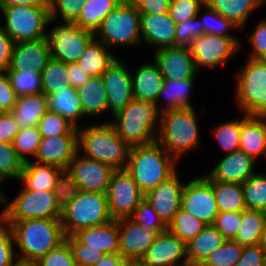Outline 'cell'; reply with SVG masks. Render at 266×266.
I'll use <instances>...</instances> for the list:
<instances>
[{
  "label": "cell",
  "instance_id": "obj_70",
  "mask_svg": "<svg viewBox=\"0 0 266 266\" xmlns=\"http://www.w3.org/2000/svg\"><path fill=\"white\" fill-rule=\"evenodd\" d=\"M1 187H2V186H0V203H1V201H2V197H3V195H4V193H3V189H1Z\"/></svg>",
  "mask_w": 266,
  "mask_h": 266
},
{
  "label": "cell",
  "instance_id": "obj_45",
  "mask_svg": "<svg viewBox=\"0 0 266 266\" xmlns=\"http://www.w3.org/2000/svg\"><path fill=\"white\" fill-rule=\"evenodd\" d=\"M37 127L42 138L55 137L60 134H78V128L68 119L51 111L46 112L39 120Z\"/></svg>",
  "mask_w": 266,
  "mask_h": 266
},
{
  "label": "cell",
  "instance_id": "obj_40",
  "mask_svg": "<svg viewBox=\"0 0 266 266\" xmlns=\"http://www.w3.org/2000/svg\"><path fill=\"white\" fill-rule=\"evenodd\" d=\"M241 185L246 209L266 212V174L256 171Z\"/></svg>",
  "mask_w": 266,
  "mask_h": 266
},
{
  "label": "cell",
  "instance_id": "obj_32",
  "mask_svg": "<svg viewBox=\"0 0 266 266\" xmlns=\"http://www.w3.org/2000/svg\"><path fill=\"white\" fill-rule=\"evenodd\" d=\"M84 116H99L108 111V101L102 77H91L76 89Z\"/></svg>",
  "mask_w": 266,
  "mask_h": 266
},
{
  "label": "cell",
  "instance_id": "obj_28",
  "mask_svg": "<svg viewBox=\"0 0 266 266\" xmlns=\"http://www.w3.org/2000/svg\"><path fill=\"white\" fill-rule=\"evenodd\" d=\"M64 170L55 165L36 163L33 160L24 162L21 176L23 186L31 191L54 190L57 178Z\"/></svg>",
  "mask_w": 266,
  "mask_h": 266
},
{
  "label": "cell",
  "instance_id": "obj_51",
  "mask_svg": "<svg viewBox=\"0 0 266 266\" xmlns=\"http://www.w3.org/2000/svg\"><path fill=\"white\" fill-rule=\"evenodd\" d=\"M34 266H78L72 254L70 245L65 239L57 247L50 250L46 255L40 257Z\"/></svg>",
  "mask_w": 266,
  "mask_h": 266
},
{
  "label": "cell",
  "instance_id": "obj_41",
  "mask_svg": "<svg viewBox=\"0 0 266 266\" xmlns=\"http://www.w3.org/2000/svg\"><path fill=\"white\" fill-rule=\"evenodd\" d=\"M205 226V223L180 208L167 225V229L186 244L196 237Z\"/></svg>",
  "mask_w": 266,
  "mask_h": 266
},
{
  "label": "cell",
  "instance_id": "obj_59",
  "mask_svg": "<svg viewBox=\"0 0 266 266\" xmlns=\"http://www.w3.org/2000/svg\"><path fill=\"white\" fill-rule=\"evenodd\" d=\"M234 266H266V251L261 244L245 246Z\"/></svg>",
  "mask_w": 266,
  "mask_h": 266
},
{
  "label": "cell",
  "instance_id": "obj_19",
  "mask_svg": "<svg viewBox=\"0 0 266 266\" xmlns=\"http://www.w3.org/2000/svg\"><path fill=\"white\" fill-rule=\"evenodd\" d=\"M177 173L176 171L144 197L166 225L173 220L174 215L181 208L184 183L181 182Z\"/></svg>",
  "mask_w": 266,
  "mask_h": 266
},
{
  "label": "cell",
  "instance_id": "obj_53",
  "mask_svg": "<svg viewBox=\"0 0 266 266\" xmlns=\"http://www.w3.org/2000/svg\"><path fill=\"white\" fill-rule=\"evenodd\" d=\"M13 232L9 224L0 217V266H16Z\"/></svg>",
  "mask_w": 266,
  "mask_h": 266
},
{
  "label": "cell",
  "instance_id": "obj_65",
  "mask_svg": "<svg viewBox=\"0 0 266 266\" xmlns=\"http://www.w3.org/2000/svg\"><path fill=\"white\" fill-rule=\"evenodd\" d=\"M126 261L119 253H110L104 254L93 266H125Z\"/></svg>",
  "mask_w": 266,
  "mask_h": 266
},
{
  "label": "cell",
  "instance_id": "obj_22",
  "mask_svg": "<svg viewBox=\"0 0 266 266\" xmlns=\"http://www.w3.org/2000/svg\"><path fill=\"white\" fill-rule=\"evenodd\" d=\"M50 58V44L47 38L14 43L7 71L31 69L41 73Z\"/></svg>",
  "mask_w": 266,
  "mask_h": 266
},
{
  "label": "cell",
  "instance_id": "obj_25",
  "mask_svg": "<svg viewBox=\"0 0 266 266\" xmlns=\"http://www.w3.org/2000/svg\"><path fill=\"white\" fill-rule=\"evenodd\" d=\"M239 150L254 160L266 157V116L244 115L241 119Z\"/></svg>",
  "mask_w": 266,
  "mask_h": 266
},
{
  "label": "cell",
  "instance_id": "obj_8",
  "mask_svg": "<svg viewBox=\"0 0 266 266\" xmlns=\"http://www.w3.org/2000/svg\"><path fill=\"white\" fill-rule=\"evenodd\" d=\"M2 12L5 24H0V27L14 43L47 38L45 26L52 24L48 0L40 5L4 8Z\"/></svg>",
  "mask_w": 266,
  "mask_h": 266
},
{
  "label": "cell",
  "instance_id": "obj_35",
  "mask_svg": "<svg viewBox=\"0 0 266 266\" xmlns=\"http://www.w3.org/2000/svg\"><path fill=\"white\" fill-rule=\"evenodd\" d=\"M266 212L245 209L241 212V223L234 241L243 247L261 244Z\"/></svg>",
  "mask_w": 266,
  "mask_h": 266
},
{
  "label": "cell",
  "instance_id": "obj_63",
  "mask_svg": "<svg viewBox=\"0 0 266 266\" xmlns=\"http://www.w3.org/2000/svg\"><path fill=\"white\" fill-rule=\"evenodd\" d=\"M14 42L0 27V72L9 68Z\"/></svg>",
  "mask_w": 266,
  "mask_h": 266
},
{
  "label": "cell",
  "instance_id": "obj_44",
  "mask_svg": "<svg viewBox=\"0 0 266 266\" xmlns=\"http://www.w3.org/2000/svg\"><path fill=\"white\" fill-rule=\"evenodd\" d=\"M241 119H234L218 124L212 130L215 140L226 154L239 150Z\"/></svg>",
  "mask_w": 266,
  "mask_h": 266
},
{
  "label": "cell",
  "instance_id": "obj_29",
  "mask_svg": "<svg viewBox=\"0 0 266 266\" xmlns=\"http://www.w3.org/2000/svg\"><path fill=\"white\" fill-rule=\"evenodd\" d=\"M48 111L47 97L42 93L18 96L11 113L18 128L37 126Z\"/></svg>",
  "mask_w": 266,
  "mask_h": 266
},
{
  "label": "cell",
  "instance_id": "obj_23",
  "mask_svg": "<svg viewBox=\"0 0 266 266\" xmlns=\"http://www.w3.org/2000/svg\"><path fill=\"white\" fill-rule=\"evenodd\" d=\"M255 163L256 161L252 157L238 150L224 155L206 175L212 181L242 184L256 173L254 172Z\"/></svg>",
  "mask_w": 266,
  "mask_h": 266
},
{
  "label": "cell",
  "instance_id": "obj_18",
  "mask_svg": "<svg viewBox=\"0 0 266 266\" xmlns=\"http://www.w3.org/2000/svg\"><path fill=\"white\" fill-rule=\"evenodd\" d=\"M119 254L126 260H141L153 244L158 232L143 228L130 218L118 219Z\"/></svg>",
  "mask_w": 266,
  "mask_h": 266
},
{
  "label": "cell",
  "instance_id": "obj_4",
  "mask_svg": "<svg viewBox=\"0 0 266 266\" xmlns=\"http://www.w3.org/2000/svg\"><path fill=\"white\" fill-rule=\"evenodd\" d=\"M113 118L109 122L129 147L147 145L156 141L160 112L154 103L133 99Z\"/></svg>",
  "mask_w": 266,
  "mask_h": 266
},
{
  "label": "cell",
  "instance_id": "obj_67",
  "mask_svg": "<svg viewBox=\"0 0 266 266\" xmlns=\"http://www.w3.org/2000/svg\"><path fill=\"white\" fill-rule=\"evenodd\" d=\"M125 266H147L141 260H127Z\"/></svg>",
  "mask_w": 266,
  "mask_h": 266
},
{
  "label": "cell",
  "instance_id": "obj_11",
  "mask_svg": "<svg viewBox=\"0 0 266 266\" xmlns=\"http://www.w3.org/2000/svg\"><path fill=\"white\" fill-rule=\"evenodd\" d=\"M94 38V33L84 30L74 23L55 25L47 35L51 58L64 64L77 63Z\"/></svg>",
  "mask_w": 266,
  "mask_h": 266
},
{
  "label": "cell",
  "instance_id": "obj_54",
  "mask_svg": "<svg viewBox=\"0 0 266 266\" xmlns=\"http://www.w3.org/2000/svg\"><path fill=\"white\" fill-rule=\"evenodd\" d=\"M204 0H170L168 13L176 24L198 16Z\"/></svg>",
  "mask_w": 266,
  "mask_h": 266
},
{
  "label": "cell",
  "instance_id": "obj_3",
  "mask_svg": "<svg viewBox=\"0 0 266 266\" xmlns=\"http://www.w3.org/2000/svg\"><path fill=\"white\" fill-rule=\"evenodd\" d=\"M129 149L109 121L78 127V151L114 170L126 168Z\"/></svg>",
  "mask_w": 266,
  "mask_h": 266
},
{
  "label": "cell",
  "instance_id": "obj_69",
  "mask_svg": "<svg viewBox=\"0 0 266 266\" xmlns=\"http://www.w3.org/2000/svg\"><path fill=\"white\" fill-rule=\"evenodd\" d=\"M178 266H201V264H195V263L186 262V263L178 265Z\"/></svg>",
  "mask_w": 266,
  "mask_h": 266
},
{
  "label": "cell",
  "instance_id": "obj_50",
  "mask_svg": "<svg viewBox=\"0 0 266 266\" xmlns=\"http://www.w3.org/2000/svg\"><path fill=\"white\" fill-rule=\"evenodd\" d=\"M143 228H149L158 233L167 230V225L153 210L152 205L144 198L133 214L129 217Z\"/></svg>",
  "mask_w": 266,
  "mask_h": 266
},
{
  "label": "cell",
  "instance_id": "obj_12",
  "mask_svg": "<svg viewBox=\"0 0 266 266\" xmlns=\"http://www.w3.org/2000/svg\"><path fill=\"white\" fill-rule=\"evenodd\" d=\"M237 37L201 34L191 42L189 47L197 71L214 68L224 64L241 48Z\"/></svg>",
  "mask_w": 266,
  "mask_h": 266
},
{
  "label": "cell",
  "instance_id": "obj_37",
  "mask_svg": "<svg viewBox=\"0 0 266 266\" xmlns=\"http://www.w3.org/2000/svg\"><path fill=\"white\" fill-rule=\"evenodd\" d=\"M48 111L68 119L78 128V119L82 118L83 108L77 90L69 87L65 91L47 97Z\"/></svg>",
  "mask_w": 266,
  "mask_h": 266
},
{
  "label": "cell",
  "instance_id": "obj_39",
  "mask_svg": "<svg viewBox=\"0 0 266 266\" xmlns=\"http://www.w3.org/2000/svg\"><path fill=\"white\" fill-rule=\"evenodd\" d=\"M42 93L49 97L70 87L66 64L50 58L41 72Z\"/></svg>",
  "mask_w": 266,
  "mask_h": 266
},
{
  "label": "cell",
  "instance_id": "obj_30",
  "mask_svg": "<svg viewBox=\"0 0 266 266\" xmlns=\"http://www.w3.org/2000/svg\"><path fill=\"white\" fill-rule=\"evenodd\" d=\"M205 5L244 30L248 18L254 10L265 4V0H204Z\"/></svg>",
  "mask_w": 266,
  "mask_h": 266
},
{
  "label": "cell",
  "instance_id": "obj_64",
  "mask_svg": "<svg viewBox=\"0 0 266 266\" xmlns=\"http://www.w3.org/2000/svg\"><path fill=\"white\" fill-rule=\"evenodd\" d=\"M66 71L69 76V85L75 89L83 86L91 78L77 63L66 64Z\"/></svg>",
  "mask_w": 266,
  "mask_h": 266
},
{
  "label": "cell",
  "instance_id": "obj_16",
  "mask_svg": "<svg viewBox=\"0 0 266 266\" xmlns=\"http://www.w3.org/2000/svg\"><path fill=\"white\" fill-rule=\"evenodd\" d=\"M131 71L117 57L101 75L105 85L108 111L114 116L133 99Z\"/></svg>",
  "mask_w": 266,
  "mask_h": 266
},
{
  "label": "cell",
  "instance_id": "obj_42",
  "mask_svg": "<svg viewBox=\"0 0 266 266\" xmlns=\"http://www.w3.org/2000/svg\"><path fill=\"white\" fill-rule=\"evenodd\" d=\"M42 136L37 126L21 128L13 139L12 145L17 156L24 162L30 161L29 156L35 157ZM29 155V156H27Z\"/></svg>",
  "mask_w": 266,
  "mask_h": 266
},
{
  "label": "cell",
  "instance_id": "obj_62",
  "mask_svg": "<svg viewBox=\"0 0 266 266\" xmlns=\"http://www.w3.org/2000/svg\"><path fill=\"white\" fill-rule=\"evenodd\" d=\"M140 14L168 13L170 0H130Z\"/></svg>",
  "mask_w": 266,
  "mask_h": 266
},
{
  "label": "cell",
  "instance_id": "obj_5",
  "mask_svg": "<svg viewBox=\"0 0 266 266\" xmlns=\"http://www.w3.org/2000/svg\"><path fill=\"white\" fill-rule=\"evenodd\" d=\"M196 115L194 107L165 110L160 113L156 141L177 161L183 154L200 146Z\"/></svg>",
  "mask_w": 266,
  "mask_h": 266
},
{
  "label": "cell",
  "instance_id": "obj_26",
  "mask_svg": "<svg viewBox=\"0 0 266 266\" xmlns=\"http://www.w3.org/2000/svg\"><path fill=\"white\" fill-rule=\"evenodd\" d=\"M131 78L134 99L156 105L157 96L164 84L157 64L154 61L143 63L134 74H131Z\"/></svg>",
  "mask_w": 266,
  "mask_h": 266
},
{
  "label": "cell",
  "instance_id": "obj_14",
  "mask_svg": "<svg viewBox=\"0 0 266 266\" xmlns=\"http://www.w3.org/2000/svg\"><path fill=\"white\" fill-rule=\"evenodd\" d=\"M181 209L206 225H213L219 209L212 184L202 175L184 184Z\"/></svg>",
  "mask_w": 266,
  "mask_h": 266
},
{
  "label": "cell",
  "instance_id": "obj_6",
  "mask_svg": "<svg viewBox=\"0 0 266 266\" xmlns=\"http://www.w3.org/2000/svg\"><path fill=\"white\" fill-rule=\"evenodd\" d=\"M108 49L141 45V14L130 0H123L102 20L94 33Z\"/></svg>",
  "mask_w": 266,
  "mask_h": 266
},
{
  "label": "cell",
  "instance_id": "obj_66",
  "mask_svg": "<svg viewBox=\"0 0 266 266\" xmlns=\"http://www.w3.org/2000/svg\"><path fill=\"white\" fill-rule=\"evenodd\" d=\"M44 0H0L2 9L13 6L40 5Z\"/></svg>",
  "mask_w": 266,
  "mask_h": 266
},
{
  "label": "cell",
  "instance_id": "obj_33",
  "mask_svg": "<svg viewBox=\"0 0 266 266\" xmlns=\"http://www.w3.org/2000/svg\"><path fill=\"white\" fill-rule=\"evenodd\" d=\"M195 83V79H185L179 81L164 80L163 87L156 100L157 110L161 113L165 110L193 108L190 103V90ZM164 96L166 104L159 106L160 99ZM159 101V102H158Z\"/></svg>",
  "mask_w": 266,
  "mask_h": 266
},
{
  "label": "cell",
  "instance_id": "obj_9",
  "mask_svg": "<svg viewBox=\"0 0 266 266\" xmlns=\"http://www.w3.org/2000/svg\"><path fill=\"white\" fill-rule=\"evenodd\" d=\"M236 75L239 109L246 115L266 116V59L248 58Z\"/></svg>",
  "mask_w": 266,
  "mask_h": 266
},
{
  "label": "cell",
  "instance_id": "obj_38",
  "mask_svg": "<svg viewBox=\"0 0 266 266\" xmlns=\"http://www.w3.org/2000/svg\"><path fill=\"white\" fill-rule=\"evenodd\" d=\"M122 2L123 0H87L74 24L95 33L106 15Z\"/></svg>",
  "mask_w": 266,
  "mask_h": 266
},
{
  "label": "cell",
  "instance_id": "obj_43",
  "mask_svg": "<svg viewBox=\"0 0 266 266\" xmlns=\"http://www.w3.org/2000/svg\"><path fill=\"white\" fill-rule=\"evenodd\" d=\"M12 88L17 96L42 92L41 73L31 69L23 71H6Z\"/></svg>",
  "mask_w": 266,
  "mask_h": 266
},
{
  "label": "cell",
  "instance_id": "obj_10",
  "mask_svg": "<svg viewBox=\"0 0 266 266\" xmlns=\"http://www.w3.org/2000/svg\"><path fill=\"white\" fill-rule=\"evenodd\" d=\"M3 195L1 204L5 207L0 212L4 221H21L28 219H60L59 208L53 190L31 191L20 189L11 200Z\"/></svg>",
  "mask_w": 266,
  "mask_h": 266
},
{
  "label": "cell",
  "instance_id": "obj_7",
  "mask_svg": "<svg viewBox=\"0 0 266 266\" xmlns=\"http://www.w3.org/2000/svg\"><path fill=\"white\" fill-rule=\"evenodd\" d=\"M112 220L106 193L84 191H79L73 201L62 209L60 217L65 236Z\"/></svg>",
  "mask_w": 266,
  "mask_h": 266
},
{
  "label": "cell",
  "instance_id": "obj_21",
  "mask_svg": "<svg viewBox=\"0 0 266 266\" xmlns=\"http://www.w3.org/2000/svg\"><path fill=\"white\" fill-rule=\"evenodd\" d=\"M179 260L182 262L179 263ZM141 261L147 266H178L187 261L186 244L168 229L156 237Z\"/></svg>",
  "mask_w": 266,
  "mask_h": 266
},
{
  "label": "cell",
  "instance_id": "obj_49",
  "mask_svg": "<svg viewBox=\"0 0 266 266\" xmlns=\"http://www.w3.org/2000/svg\"><path fill=\"white\" fill-rule=\"evenodd\" d=\"M87 0H48L51 22L61 15L64 23H74Z\"/></svg>",
  "mask_w": 266,
  "mask_h": 266
},
{
  "label": "cell",
  "instance_id": "obj_56",
  "mask_svg": "<svg viewBox=\"0 0 266 266\" xmlns=\"http://www.w3.org/2000/svg\"><path fill=\"white\" fill-rule=\"evenodd\" d=\"M65 239L70 245L78 266H93L104 255L99 249L86 248V244H82L74 235L66 236Z\"/></svg>",
  "mask_w": 266,
  "mask_h": 266
},
{
  "label": "cell",
  "instance_id": "obj_36",
  "mask_svg": "<svg viewBox=\"0 0 266 266\" xmlns=\"http://www.w3.org/2000/svg\"><path fill=\"white\" fill-rule=\"evenodd\" d=\"M203 176L212 184L219 213L242 212L246 209L243 188L240 183L217 182L212 181L207 175Z\"/></svg>",
  "mask_w": 266,
  "mask_h": 266
},
{
  "label": "cell",
  "instance_id": "obj_13",
  "mask_svg": "<svg viewBox=\"0 0 266 266\" xmlns=\"http://www.w3.org/2000/svg\"><path fill=\"white\" fill-rule=\"evenodd\" d=\"M106 195L110 215L114 220L129 218L145 197L125 169L113 172Z\"/></svg>",
  "mask_w": 266,
  "mask_h": 266
},
{
  "label": "cell",
  "instance_id": "obj_31",
  "mask_svg": "<svg viewBox=\"0 0 266 266\" xmlns=\"http://www.w3.org/2000/svg\"><path fill=\"white\" fill-rule=\"evenodd\" d=\"M225 241L224 236L213 225H206L196 237L186 243L187 261L202 264Z\"/></svg>",
  "mask_w": 266,
  "mask_h": 266
},
{
  "label": "cell",
  "instance_id": "obj_71",
  "mask_svg": "<svg viewBox=\"0 0 266 266\" xmlns=\"http://www.w3.org/2000/svg\"><path fill=\"white\" fill-rule=\"evenodd\" d=\"M16 266H34L33 264H21V263H18Z\"/></svg>",
  "mask_w": 266,
  "mask_h": 266
},
{
  "label": "cell",
  "instance_id": "obj_46",
  "mask_svg": "<svg viewBox=\"0 0 266 266\" xmlns=\"http://www.w3.org/2000/svg\"><path fill=\"white\" fill-rule=\"evenodd\" d=\"M242 252V245L234 240H226L221 247L209 254L201 266H234Z\"/></svg>",
  "mask_w": 266,
  "mask_h": 266
},
{
  "label": "cell",
  "instance_id": "obj_48",
  "mask_svg": "<svg viewBox=\"0 0 266 266\" xmlns=\"http://www.w3.org/2000/svg\"><path fill=\"white\" fill-rule=\"evenodd\" d=\"M23 164L11 143L0 142V184L8 178L19 180Z\"/></svg>",
  "mask_w": 266,
  "mask_h": 266
},
{
  "label": "cell",
  "instance_id": "obj_27",
  "mask_svg": "<svg viewBox=\"0 0 266 266\" xmlns=\"http://www.w3.org/2000/svg\"><path fill=\"white\" fill-rule=\"evenodd\" d=\"M74 236L86 248L99 249L104 254L119 253L118 219L107 224L79 230Z\"/></svg>",
  "mask_w": 266,
  "mask_h": 266
},
{
  "label": "cell",
  "instance_id": "obj_24",
  "mask_svg": "<svg viewBox=\"0 0 266 266\" xmlns=\"http://www.w3.org/2000/svg\"><path fill=\"white\" fill-rule=\"evenodd\" d=\"M176 25L169 13L141 14V41L158 49L173 47Z\"/></svg>",
  "mask_w": 266,
  "mask_h": 266
},
{
  "label": "cell",
  "instance_id": "obj_47",
  "mask_svg": "<svg viewBox=\"0 0 266 266\" xmlns=\"http://www.w3.org/2000/svg\"><path fill=\"white\" fill-rule=\"evenodd\" d=\"M204 8L206 13H203L204 15L202 14V16H199L201 15L200 12L203 11L201 8L197 17L203 24L205 34L234 37L231 34V31L235 29L239 30L236 25L206 5H204Z\"/></svg>",
  "mask_w": 266,
  "mask_h": 266
},
{
  "label": "cell",
  "instance_id": "obj_60",
  "mask_svg": "<svg viewBox=\"0 0 266 266\" xmlns=\"http://www.w3.org/2000/svg\"><path fill=\"white\" fill-rule=\"evenodd\" d=\"M17 95L5 72H0V110L11 112L15 106Z\"/></svg>",
  "mask_w": 266,
  "mask_h": 266
},
{
  "label": "cell",
  "instance_id": "obj_61",
  "mask_svg": "<svg viewBox=\"0 0 266 266\" xmlns=\"http://www.w3.org/2000/svg\"><path fill=\"white\" fill-rule=\"evenodd\" d=\"M19 128L11 112L0 113V142L11 143Z\"/></svg>",
  "mask_w": 266,
  "mask_h": 266
},
{
  "label": "cell",
  "instance_id": "obj_34",
  "mask_svg": "<svg viewBox=\"0 0 266 266\" xmlns=\"http://www.w3.org/2000/svg\"><path fill=\"white\" fill-rule=\"evenodd\" d=\"M109 51L110 49L101 41L94 38L83 52L77 64L91 77H100L117 58V56Z\"/></svg>",
  "mask_w": 266,
  "mask_h": 266
},
{
  "label": "cell",
  "instance_id": "obj_57",
  "mask_svg": "<svg viewBox=\"0 0 266 266\" xmlns=\"http://www.w3.org/2000/svg\"><path fill=\"white\" fill-rule=\"evenodd\" d=\"M240 223L241 212H222L216 216L213 226L226 240H234Z\"/></svg>",
  "mask_w": 266,
  "mask_h": 266
},
{
  "label": "cell",
  "instance_id": "obj_55",
  "mask_svg": "<svg viewBox=\"0 0 266 266\" xmlns=\"http://www.w3.org/2000/svg\"><path fill=\"white\" fill-rule=\"evenodd\" d=\"M201 34H204L203 24L199 18L193 17L176 25L174 46L190 47L191 42Z\"/></svg>",
  "mask_w": 266,
  "mask_h": 266
},
{
  "label": "cell",
  "instance_id": "obj_20",
  "mask_svg": "<svg viewBox=\"0 0 266 266\" xmlns=\"http://www.w3.org/2000/svg\"><path fill=\"white\" fill-rule=\"evenodd\" d=\"M78 152V134H60L41 139L34 162L67 170ZM36 160V161H35Z\"/></svg>",
  "mask_w": 266,
  "mask_h": 266
},
{
  "label": "cell",
  "instance_id": "obj_68",
  "mask_svg": "<svg viewBox=\"0 0 266 266\" xmlns=\"http://www.w3.org/2000/svg\"><path fill=\"white\" fill-rule=\"evenodd\" d=\"M261 245L264 248V250L266 251V220H265V224H264V232H263V236H262V240H261Z\"/></svg>",
  "mask_w": 266,
  "mask_h": 266
},
{
  "label": "cell",
  "instance_id": "obj_2",
  "mask_svg": "<svg viewBox=\"0 0 266 266\" xmlns=\"http://www.w3.org/2000/svg\"><path fill=\"white\" fill-rule=\"evenodd\" d=\"M177 162L155 141L147 145L130 147L125 170L146 195L177 171Z\"/></svg>",
  "mask_w": 266,
  "mask_h": 266
},
{
  "label": "cell",
  "instance_id": "obj_17",
  "mask_svg": "<svg viewBox=\"0 0 266 266\" xmlns=\"http://www.w3.org/2000/svg\"><path fill=\"white\" fill-rule=\"evenodd\" d=\"M153 61L164 80L181 81L196 79L197 69L188 47H166L157 49Z\"/></svg>",
  "mask_w": 266,
  "mask_h": 266
},
{
  "label": "cell",
  "instance_id": "obj_52",
  "mask_svg": "<svg viewBox=\"0 0 266 266\" xmlns=\"http://www.w3.org/2000/svg\"><path fill=\"white\" fill-rule=\"evenodd\" d=\"M53 191L57 204L62 210L73 201L80 190L73 177L64 170L57 178Z\"/></svg>",
  "mask_w": 266,
  "mask_h": 266
},
{
  "label": "cell",
  "instance_id": "obj_58",
  "mask_svg": "<svg viewBox=\"0 0 266 266\" xmlns=\"http://www.w3.org/2000/svg\"><path fill=\"white\" fill-rule=\"evenodd\" d=\"M252 52L250 59H266V19L256 25L254 32L249 36Z\"/></svg>",
  "mask_w": 266,
  "mask_h": 266
},
{
  "label": "cell",
  "instance_id": "obj_1",
  "mask_svg": "<svg viewBox=\"0 0 266 266\" xmlns=\"http://www.w3.org/2000/svg\"><path fill=\"white\" fill-rule=\"evenodd\" d=\"M5 222L10 225L14 244L18 246V250L20 249L21 254L16 252V259L21 264H33L66 238L60 219Z\"/></svg>",
  "mask_w": 266,
  "mask_h": 266
},
{
  "label": "cell",
  "instance_id": "obj_15",
  "mask_svg": "<svg viewBox=\"0 0 266 266\" xmlns=\"http://www.w3.org/2000/svg\"><path fill=\"white\" fill-rule=\"evenodd\" d=\"M66 171L73 177L80 191L106 193L115 170L78 151Z\"/></svg>",
  "mask_w": 266,
  "mask_h": 266
}]
</instances>
